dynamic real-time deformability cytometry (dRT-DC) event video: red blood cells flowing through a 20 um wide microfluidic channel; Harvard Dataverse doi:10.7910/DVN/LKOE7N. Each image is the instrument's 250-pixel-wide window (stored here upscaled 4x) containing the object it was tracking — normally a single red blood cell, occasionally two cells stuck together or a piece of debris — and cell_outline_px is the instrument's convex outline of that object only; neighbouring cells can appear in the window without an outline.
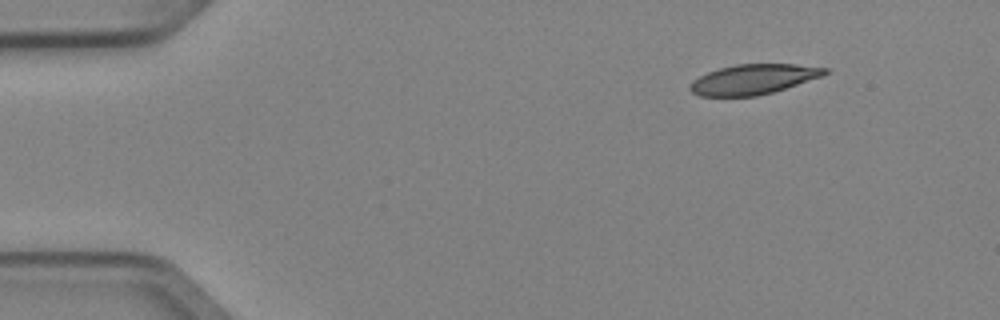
{"species": "Egyptian fruit bat (a non-hibernating species)", "species_latin": "Rousettus aegyptiacus", "temperature_condition": "cold", "stored_images_in_passage": 3, "camera_frame_rate_fps": 3000, "um_per_image_px": 0.085, "animal": {"sex": "female"}, "frame": {"image": 1, "passage_image": 1, "time_ms": 0.0, "image_size_px": [1000, 320], "cell_outline_px": [[832, 72], [772, 92], [756, 96], [700, 96], [692, 92], [688, 88], [688, 84], [692, 80], [708, 72], [720, 68], [736, 64], [796, 64], [832, 68]], "centroid_in_image_um": [64.03, 6.73], "position_along_channel_um": 21.0, "area_um2": 23.52}}